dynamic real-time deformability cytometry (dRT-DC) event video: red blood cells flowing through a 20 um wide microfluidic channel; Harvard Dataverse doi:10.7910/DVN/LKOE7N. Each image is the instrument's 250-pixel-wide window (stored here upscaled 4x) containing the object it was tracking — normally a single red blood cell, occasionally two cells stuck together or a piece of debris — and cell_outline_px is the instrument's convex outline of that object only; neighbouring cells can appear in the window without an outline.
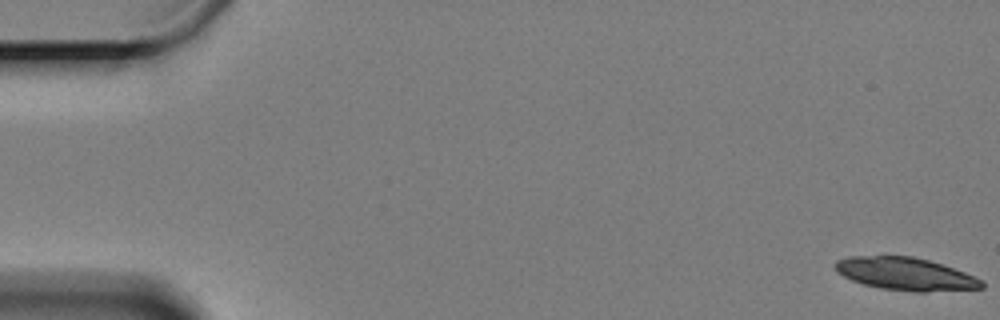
{"species": "Egyptian fruit bat (a non-hibernating species)", "species_latin": "Rousettus aegyptiacus", "temperature_condition": "cold", "stored_images_in_passage": 20, "camera_frame_rate_fps": 3000, "um_per_image_px": 0.085, "animal": {"sex": "female"}, "frame": {"image": 1, "passage_image": 1, "time_ms": 0.0, "image_size_px": [1000, 320], "cell_outline_px": [[984, 288], [928, 292], [912, 292], [880, 288], [864, 284], [852, 280], [836, 272], [836, 260], [848, 256], [912, 256], [928, 260], [964, 272], [984, 280]], "centroid_in_image_um": [76.98, 23.29], "position_along_channel_um": 8.0, "area_um2": 27.92}}